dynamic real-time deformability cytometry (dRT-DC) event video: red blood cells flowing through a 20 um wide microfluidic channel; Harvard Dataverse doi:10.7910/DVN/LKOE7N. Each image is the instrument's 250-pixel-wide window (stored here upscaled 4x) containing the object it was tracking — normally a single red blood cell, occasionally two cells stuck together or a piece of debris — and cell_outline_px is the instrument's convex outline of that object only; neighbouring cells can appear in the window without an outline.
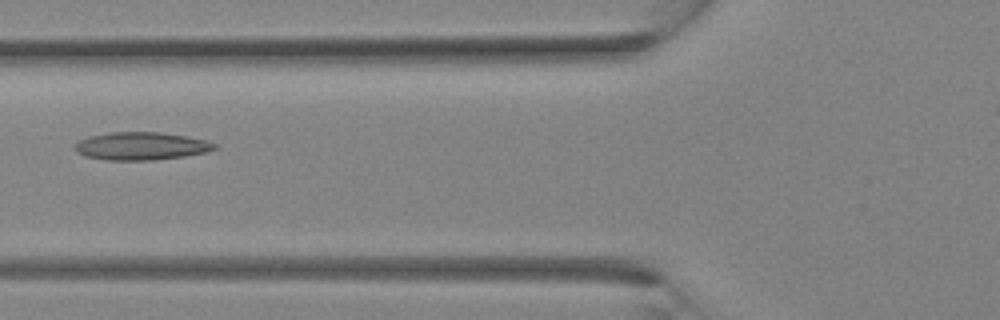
{"species": "Egyptian fruit bat (a non-hibernating species)", "species_latin": "Rousettus aegyptiacus", "temperature_condition": "room temperature", "stored_images_in_passage": 25, "camera_frame_rate_fps": 3000, "um_per_image_px": 0.085, "animal": {"sex": "female"}, "frame": {"image": 1, "passage_image": 6, "time_ms": 1.667, "image_size_px": [1000, 320], "cell_outline_px": [[216, 148], [208, 152], [184, 156], [152, 160], [104, 160], [84, 156], [76, 152], [72, 148], [72, 144], [76, 140], [88, 136], [108, 132], [160, 132], [188, 136], [208, 140], [216, 144]], "centroid_in_image_um": [11.93, 12.41], "position_along_channel_um": 113.9, "area_um2": 23.18}}
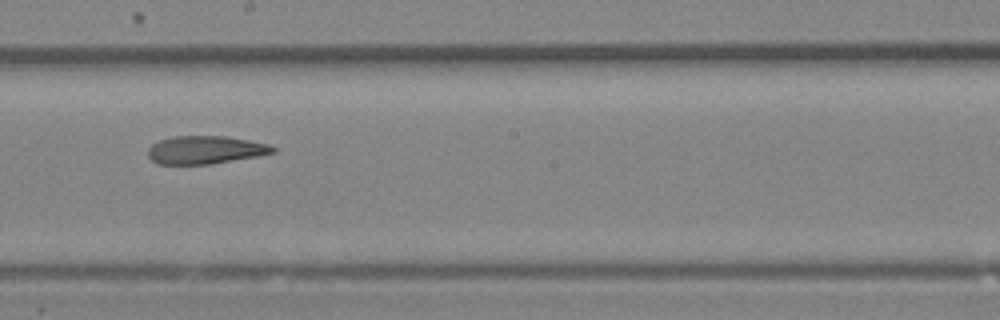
{"frame": {"image": 2, "passage_image": 12, "time_ms": 3.667, "image_size_px": [1000, 320], "cell_outline_px": [[276, 152], [260, 156], [212, 164], [156, 164], [148, 156], [148, 148], [152, 144], [160, 140], [172, 136], [224, 136], [248, 140], [268, 144], [276, 148]], "centroid_in_image_um": [17.46, 12.75], "position_along_channel_um": 230.7, "area_um2": 20.52}}
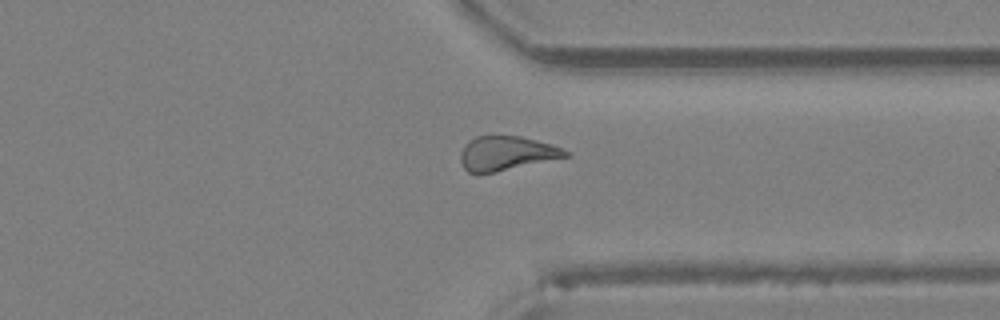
{"frame": {"image": 3, "passage_image": 19, "time_ms": 6.0, "image_size_px": [1000, 320], "cell_outline_px": [[568, 156], [496, 172], [468, 172], [464, 168], [460, 160], [460, 152], [464, 144], [468, 140], [476, 136], [520, 136], [552, 144], [568, 152]], "centroid_in_image_um": [43.0, 13.02], "position_along_channel_um": 368.4, "area_um2": 20.69}}